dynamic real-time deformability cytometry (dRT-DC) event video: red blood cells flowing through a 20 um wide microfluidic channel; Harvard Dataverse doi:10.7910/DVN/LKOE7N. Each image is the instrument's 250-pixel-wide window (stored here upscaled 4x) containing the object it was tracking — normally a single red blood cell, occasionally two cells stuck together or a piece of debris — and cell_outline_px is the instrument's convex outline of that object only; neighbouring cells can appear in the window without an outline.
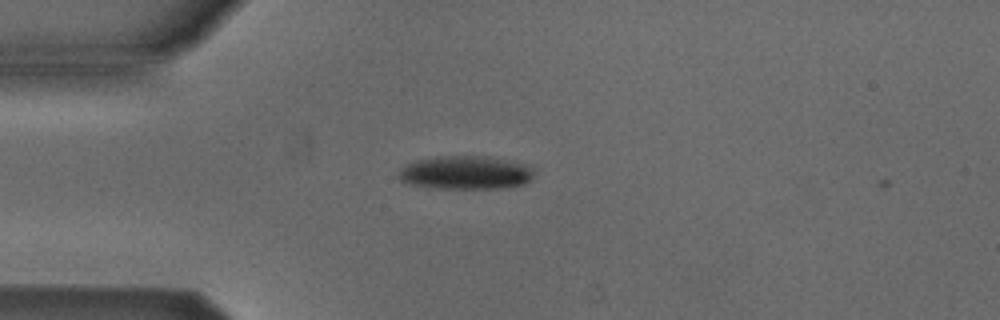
{"species": "Egyptian fruit bat (a non-hibernating species)", "species_latin": "Rousettus aegyptiacus", "temperature_condition": "cold", "stored_images_in_passage": 7, "camera_frame_rate_fps": 3000, "um_per_image_px": 0.085, "animal": {"sex": "male"}, "frame": {"image": 1, "passage_image": 4, "time_ms": 1.0, "image_size_px": [1000, 320], "cell_outline_px": [[532, 176], [524, 184], [500, 188], [440, 188], [412, 184], [400, 180], [396, 176], [400, 168], [416, 160], [444, 156], [488, 156], [528, 164], [532, 168]], "centroid_in_image_um": [39.57, 14.66], "position_along_channel_um": 45.4, "area_um2": 26.18}}